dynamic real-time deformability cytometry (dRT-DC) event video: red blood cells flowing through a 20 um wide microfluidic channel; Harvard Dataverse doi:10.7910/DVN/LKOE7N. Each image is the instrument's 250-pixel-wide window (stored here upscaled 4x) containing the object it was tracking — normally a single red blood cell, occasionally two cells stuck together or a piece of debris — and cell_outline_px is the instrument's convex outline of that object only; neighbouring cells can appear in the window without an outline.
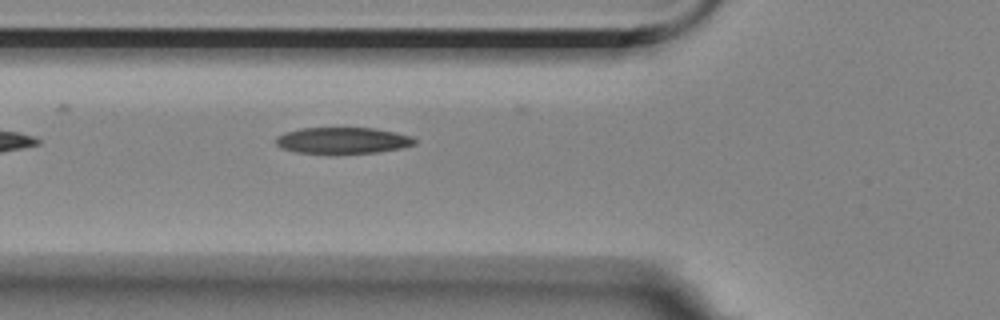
{"species": "Egyptian fruit bat (a non-hibernating species)", "species_latin": "Rousettus aegyptiacus", "temperature_condition": "room temperature", "stored_images_in_passage": 17, "camera_frame_rate_fps": 3000, "um_per_image_px": 0.085, "animal": {"sex": "female"}, "frame": {"image": 1, "passage_image": 2, "time_ms": 0.333, "image_size_px": [1000, 320], "cell_outline_px": [[416, 144], [400, 148], [376, 152], [328, 156], [296, 152], [280, 148], [276, 144], [276, 136], [284, 132], [300, 128], [376, 128], [396, 132], [412, 136], [416, 140]], "centroid_in_image_um": [29.08, 11.97], "position_along_channel_um": 96.7, "area_um2": 22.14}}
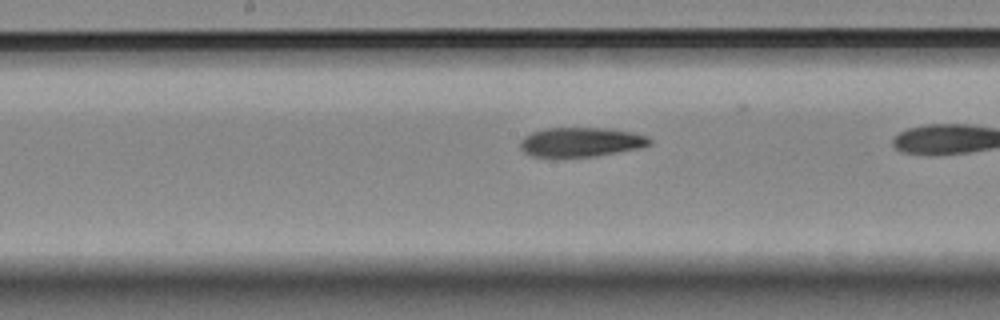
{"frame": {"image": 2, "passage_image": 8, "time_ms": 2.333, "image_size_px": [1000, 320], "cell_outline_px": [[652, 144], [640, 148], [596, 156], [532, 156], [524, 152], [520, 148], [520, 140], [524, 136], [532, 132], [544, 128], [612, 128], [632, 132], [648, 136], [652, 140]], "centroid_in_image_um": [49.41, 12.06], "position_along_channel_um": 198.8, "area_um2": 22.2}}
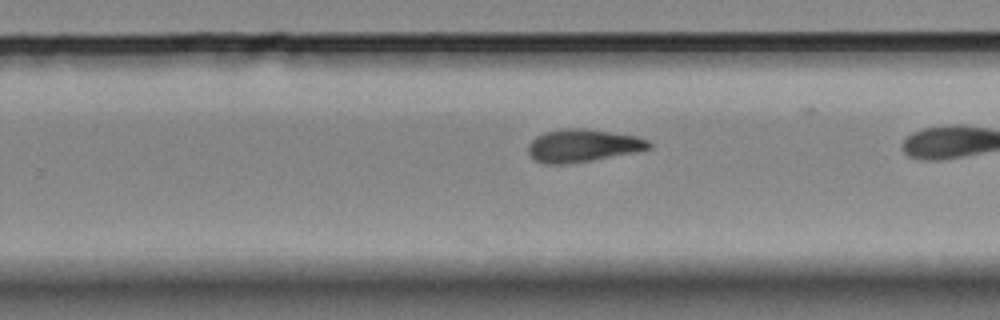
{"frame": {"image": 3, "passage_image": 15, "time_ms": 4.667, "image_size_px": [1000, 320], "cell_outline_px": [[652, 148], [636, 152], [592, 160], [568, 164], [548, 164], [536, 160], [528, 152], [528, 144], [536, 136], [544, 132], [560, 128], [584, 128], [636, 136], [648, 140], [652, 144]], "centroid_in_image_um": [49.54, 12.37], "position_along_channel_um": 280.3, "area_um2": 23.06}}